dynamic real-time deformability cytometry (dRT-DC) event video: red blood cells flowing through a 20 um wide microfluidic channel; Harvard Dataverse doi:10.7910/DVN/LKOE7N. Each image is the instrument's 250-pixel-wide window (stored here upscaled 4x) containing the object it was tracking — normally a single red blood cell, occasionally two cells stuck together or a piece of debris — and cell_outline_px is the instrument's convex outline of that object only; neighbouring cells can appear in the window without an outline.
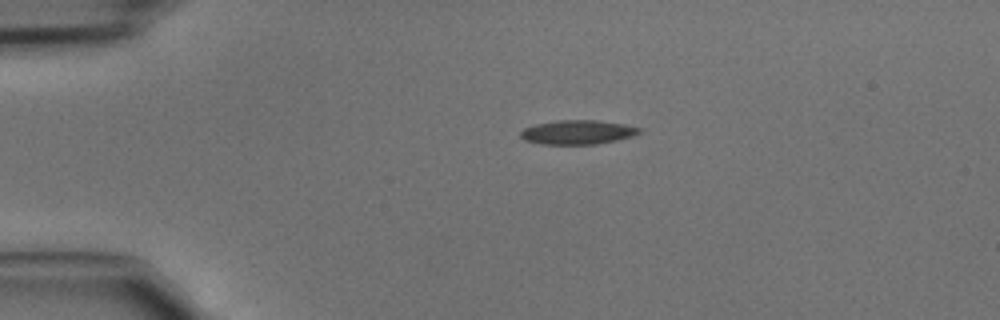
{"species": "common noctule bat (a hibernating species)", "species_latin": "Nyctalus noctula", "temperature_condition": "cold", "stored_images_in_passage": 37, "camera_frame_rate_fps": 3000, "um_per_image_px": 0.085, "animal": {"sex": "male", "body_mass_g": 15.6}, "frame": {"image": 1, "passage_image": 1, "time_ms": 0.0, "image_size_px": [1000, 320], "cell_outline_px": [[644, 128], [640, 132], [632, 136], [616, 140], [596, 144], [540, 144], [524, 140], [520, 136], [520, 132], [524, 128], [536, 124], [556, 120], [596, 120], [624, 124]], "centroid_in_image_um": [49.1, 11.23], "position_along_channel_um": 35.9, "area_um2": 16.76}}
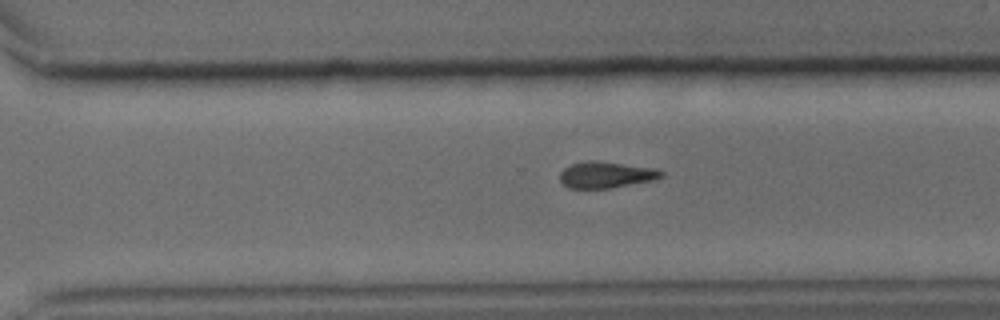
{"frame": {"image": 2, "passage_image": 23, "time_ms": 7.333, "image_size_px": [1000, 320], "cell_outline_px": [[664, 176], [652, 180], [608, 188], [568, 188], [560, 180], [560, 172], [564, 168], [572, 164], [588, 160], [596, 160], [656, 168], [664, 172]], "centroid_in_image_um": [51.51, 14.84], "position_along_channel_um": 319.1, "area_um2": 15.49}}
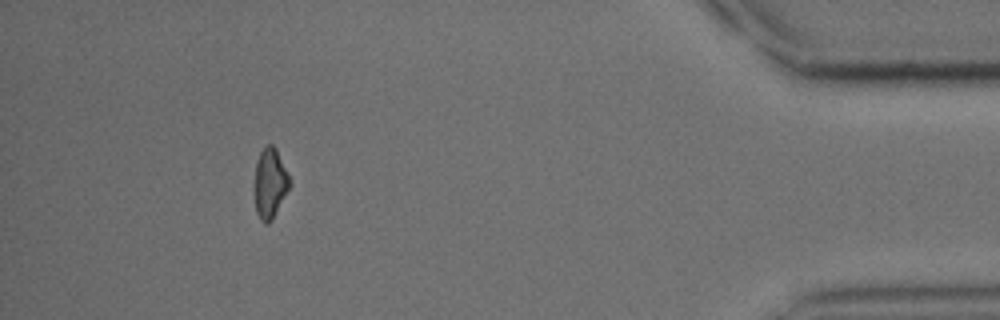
{"frame": {"image": 3, "passage_image": 33, "time_ms": 10.667, "image_size_px": [1000, 320], "cell_outline_px": [[292, 184], [272, 220], [268, 224], [264, 224], [260, 220], [256, 212], [252, 192], [252, 184], [256, 160], [260, 152], [268, 144], [272, 144], [276, 148], [292, 180]], "centroid_in_image_um": [22.92, 15.6], "position_along_channel_um": 412.3, "area_um2": 15.2}}